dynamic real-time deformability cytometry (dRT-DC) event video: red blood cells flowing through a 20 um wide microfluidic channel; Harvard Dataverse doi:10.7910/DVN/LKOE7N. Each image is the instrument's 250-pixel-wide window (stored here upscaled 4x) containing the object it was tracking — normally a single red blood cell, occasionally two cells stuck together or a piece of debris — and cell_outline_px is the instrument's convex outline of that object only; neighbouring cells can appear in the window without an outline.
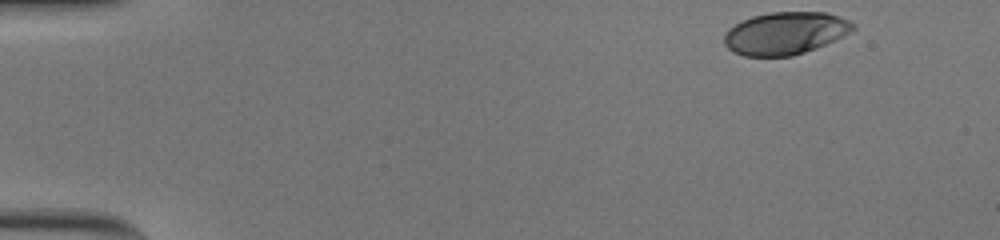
{"species": "human", "species_latin": "Homo sapiens", "temperature_condition": "cold", "stored_images_in_passage": 42, "camera_frame_rate_fps": 3000, "um_per_image_px": 0.085, "donor": {"sex": "male"}, "frame": {"image": 1, "passage_image": 1, "time_ms": 0.0, "image_size_px": [1000, 240], "cell_outline_px": [[856, 28], [816, 48], [792, 56], [744, 56], [732, 52], [724, 44], [724, 32], [728, 28], [752, 16], [768, 12], [824, 12], [848, 20], [856, 24]], "centroid_in_image_um": [66.69, 2.82], "position_along_channel_um": 18.3, "area_um2": 31.67}}
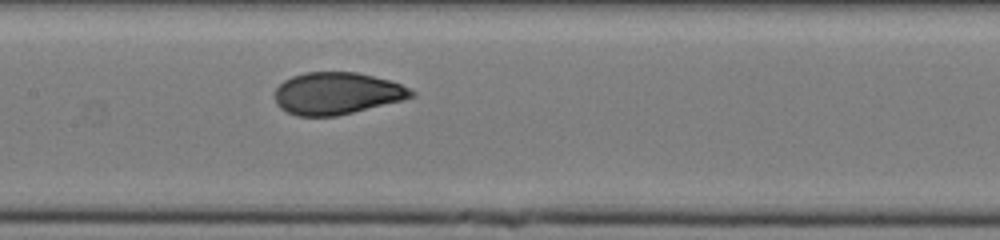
{"frame": {"image": 2, "passage_image": 24, "time_ms": 7.667, "image_size_px": [1000, 240], "cell_outline_px": [[416, 96], [336, 116], [296, 116], [280, 108], [276, 104], [276, 88], [284, 80], [292, 76], [304, 72], [356, 72], [388, 80], [400, 84], [416, 92]], "centroid_in_image_um": [28.6, 7.93], "position_along_channel_um": 178.8, "area_um2": 33.12}}
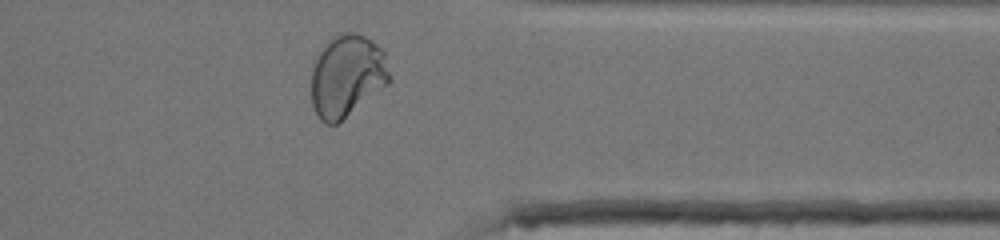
{"frame": {"image": 3, "passage_image": 41, "time_ms": 13.333, "image_size_px": [1000, 240], "cell_outline_px": [[392, 80], [388, 84], [336, 124], [324, 124], [320, 120], [312, 104], [312, 68], [320, 52], [336, 32], [356, 32], [372, 40], [384, 52], [392, 76]], "centroid_in_image_um": [29.52, 6.43], "position_along_channel_um": 381.9, "area_um2": 37.4}, "authors_computed_cell_mechanics": {"area_um2": 33.6685, "velocity_mm_per_s": 3.6889, "shape_relaxation_time_tau1_ms": 5.8542, "shape_relaxation_time_tau2_ms": null, "deformation_change_tau1": 0.1934, "deformation_change_tau2": null}}